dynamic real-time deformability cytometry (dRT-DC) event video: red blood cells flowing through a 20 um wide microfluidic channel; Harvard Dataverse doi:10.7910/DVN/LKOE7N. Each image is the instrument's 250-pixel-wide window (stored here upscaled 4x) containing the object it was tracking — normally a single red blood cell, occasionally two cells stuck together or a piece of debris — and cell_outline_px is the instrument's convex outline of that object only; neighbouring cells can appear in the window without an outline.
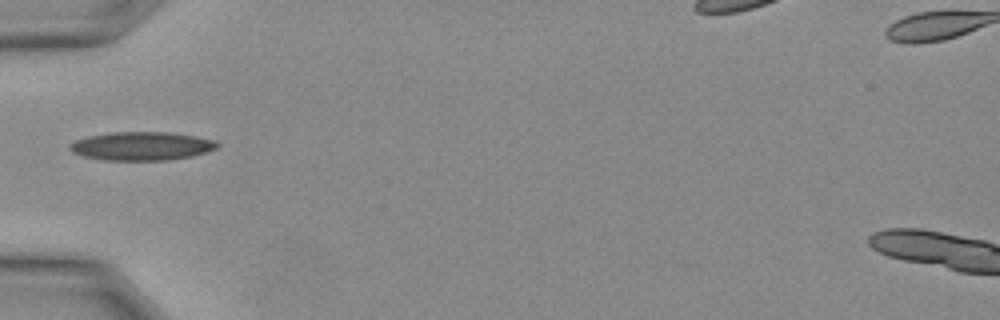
{"species": "Egyptian fruit bat (a non-hibernating species)", "species_latin": "Rousettus aegyptiacus", "temperature_condition": "warm", "stored_images_in_passage": 2, "camera_frame_rate_fps": 3000, "um_per_image_px": 0.085, "animal": {"sex": "female"}, "frame": {"image": 1, "passage_image": 1, "time_ms": 0.0, "image_size_px": [1000, 320], "cell_outline_px": [[220, 144], [216, 148], [192, 156], [168, 160], [104, 160], [84, 156], [72, 152], [68, 148], [68, 144], [76, 140], [88, 136], [108, 132], [168, 132], [196, 136], [216, 140]], "centroid_in_image_um": [12.02, 12.41], "position_along_channel_um": 73.0, "area_um2": 24.57}}